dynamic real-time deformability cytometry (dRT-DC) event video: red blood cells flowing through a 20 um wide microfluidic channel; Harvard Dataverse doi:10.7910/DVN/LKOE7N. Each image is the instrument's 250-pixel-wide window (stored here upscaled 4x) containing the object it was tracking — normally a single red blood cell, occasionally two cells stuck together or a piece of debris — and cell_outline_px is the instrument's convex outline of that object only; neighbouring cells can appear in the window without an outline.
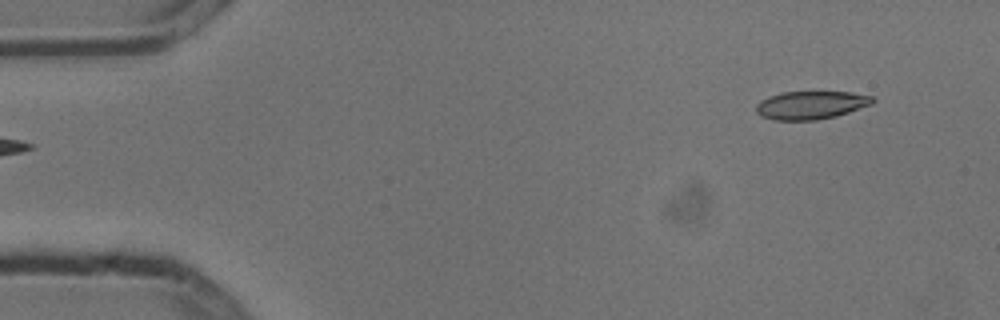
{"species": "common noctule bat (a hibernating species)", "species_latin": "Nyctalus noctula", "temperature_condition": "cold", "stored_images_in_passage": 6, "segment_of_instrument_passage": [2, 2], "camera_frame_rate_fps": 3000, "um_per_image_px": 0.085, "animal": {"sex": "male", "body_mass_g": 13.3}, "frame": {"image": 1, "passage_image": 6, "time_ms": 1.667, "image_size_px": [1000, 320], "cell_outline_px": [[876, 100], [872, 104], [836, 116], [816, 120], [772, 120], [760, 116], [756, 112], [756, 104], [760, 100], [768, 96], [784, 92], [852, 92], [872, 96]], "centroid_in_image_um": [68.91, 8.93], "position_along_channel_um": 16.1, "area_um2": 19.19}}